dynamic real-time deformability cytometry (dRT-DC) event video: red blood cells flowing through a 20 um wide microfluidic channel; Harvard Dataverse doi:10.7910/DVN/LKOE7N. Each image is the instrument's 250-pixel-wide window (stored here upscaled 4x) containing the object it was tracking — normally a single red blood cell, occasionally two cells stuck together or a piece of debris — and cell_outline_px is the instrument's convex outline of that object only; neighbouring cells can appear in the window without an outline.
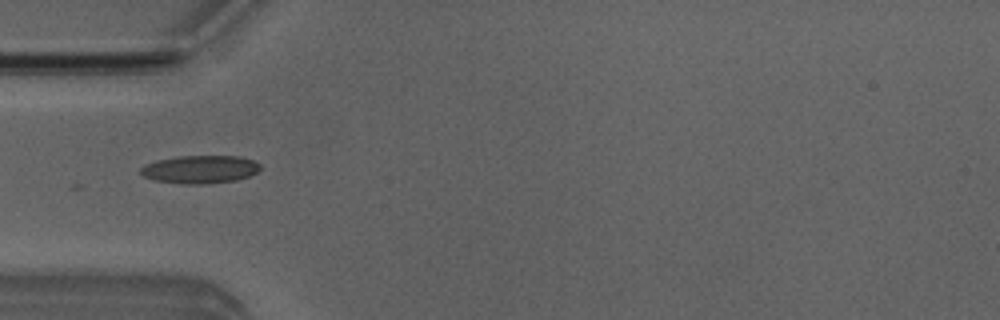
{"species": "Egyptian fruit bat (a non-hibernating species)", "species_latin": "Rousettus aegyptiacus", "temperature_condition": "room temperature", "stored_images_in_passage": 2, "camera_frame_rate_fps": 3000, "um_per_image_px": 0.085, "animal": {"sex": "male"}, "frame": {"image": 1, "passage_image": 2, "time_ms": 1.333, "image_size_px": [1000, 320], "cell_outline_px": [[260, 168], [256, 172], [248, 176], [236, 180], [204, 184], [184, 184], [156, 180], [144, 176], [140, 172], [140, 168], [144, 164], [156, 160], [176, 156], [240, 156], [252, 160], [260, 164]], "centroid_in_image_um": [16.98, 14.38], "position_along_channel_um": 68.0, "area_um2": 19.48}}